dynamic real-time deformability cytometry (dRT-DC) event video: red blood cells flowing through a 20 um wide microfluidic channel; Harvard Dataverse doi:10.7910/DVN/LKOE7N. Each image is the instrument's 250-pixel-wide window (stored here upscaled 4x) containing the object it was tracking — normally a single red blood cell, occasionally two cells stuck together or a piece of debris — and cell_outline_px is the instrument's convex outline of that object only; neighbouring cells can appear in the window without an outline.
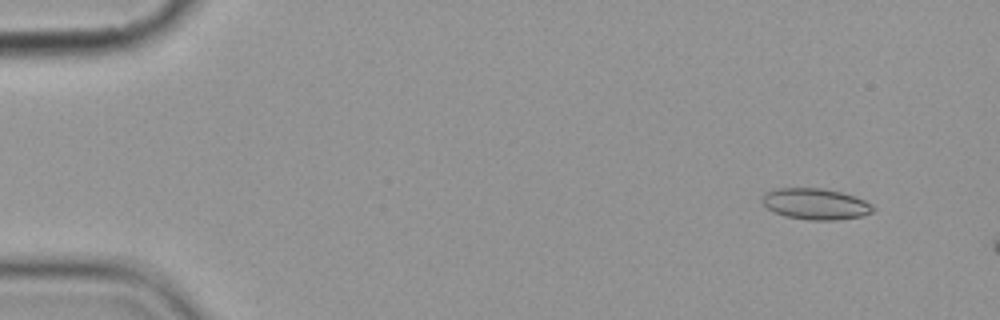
{"species": "common noctule bat (a hibernating species)", "species_latin": "Nyctalus noctula", "temperature_condition": "cold", "stored_images_in_passage": 3, "camera_frame_rate_fps": 3000, "um_per_image_px": 0.085, "animal": {"sex": "female", "body_mass_g": 19.9}, "frame": {"image": 1, "passage_image": 2, "time_ms": 1.0, "image_size_px": [1000, 320], "cell_outline_px": [[876, 208], [872, 212], [860, 216], [836, 220], [808, 220], [784, 216], [768, 208], [760, 200], [764, 192], [776, 188], [824, 188], [840, 192], [864, 200], [872, 204]], "centroid_in_image_um": [69.29, 17.33], "position_along_channel_um": 15.7, "area_um2": 20.11}}